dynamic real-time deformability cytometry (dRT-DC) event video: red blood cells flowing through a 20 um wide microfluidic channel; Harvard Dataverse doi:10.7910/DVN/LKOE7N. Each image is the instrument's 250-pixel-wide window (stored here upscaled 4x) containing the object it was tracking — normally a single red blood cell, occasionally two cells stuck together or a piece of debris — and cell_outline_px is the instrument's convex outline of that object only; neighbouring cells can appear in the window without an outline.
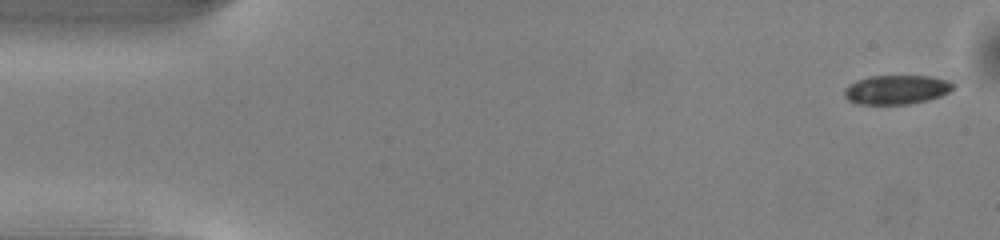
{"species": "common noctule bat (a hibernating species)", "species_latin": "Nyctalus noctula", "temperature_condition": "warm", "stored_images_in_passage": 50, "camera_frame_rate_fps": 3000, "um_per_image_px": 0.085, "animal": {"sex": "male", "body_mass_g": 13.0, "forearm_length_mm": 53.1}, "frame": {"image": 1, "passage_image": 1, "time_ms": 0.0, "image_size_px": [1000, 240], "cell_outline_px": [[956, 84], [948, 92], [940, 96], [928, 100], [908, 104], [856, 104], [848, 100], [844, 96], [844, 88], [848, 84], [856, 80], [868, 76], [932, 76], [948, 80]], "centroid_in_image_um": [76.17, 7.61], "position_along_channel_um": 8.8, "area_um2": 18.67}}
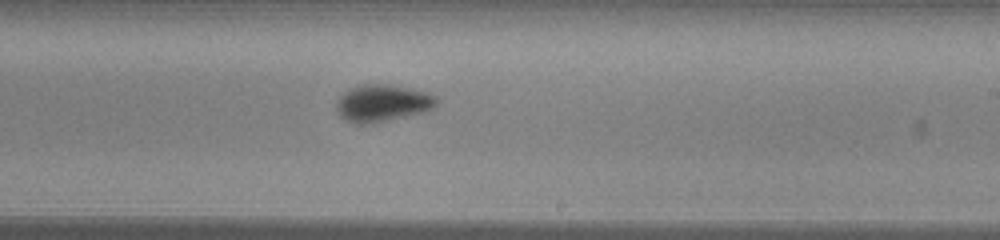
{"frame": {"image": 2, "passage_image": 29, "time_ms": 9.333, "image_size_px": [1000, 240], "cell_outline_px": [[440, 100], [432, 108], [424, 112], [368, 124], [356, 124], [340, 116], [336, 112], [336, 104], [340, 96], [348, 88], [364, 84], [384, 84], [408, 88], [428, 92], [436, 96]], "centroid_in_image_um": [32.5, 8.76], "position_along_channel_um": 256.5, "area_um2": 21.56}}
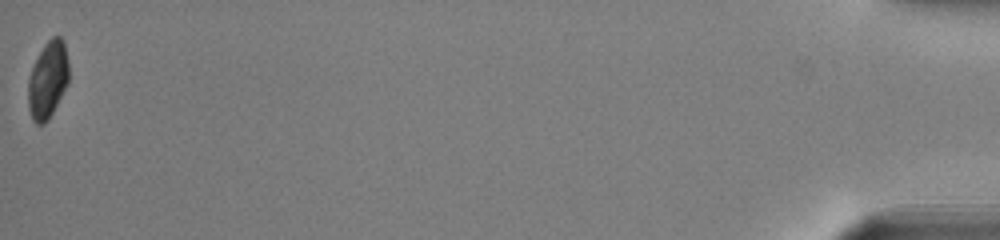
{"frame": {"image": 3, "passage_image": 50, "time_ms": 16.333, "image_size_px": [1000, 240], "cell_outline_px": [[68, 84], [48, 120], [44, 124], [36, 124], [32, 120], [28, 108], [28, 76], [44, 44], [52, 36], [60, 36], [64, 40], [68, 60]], "centroid_in_image_um": [4.06, 6.79], "position_along_channel_um": 431.1, "area_um2": 18.38}, "authors_computed_cell_mechanics": {"area_um2": 19.9699, "velocity_mm_per_s": 4.0268, "shape_relaxation_time_tau1_ms": 2.7712, "shape_relaxation_time_tau2_ms": null, "deformation_change_tau1": 0.0796, "deformation_change_tau2": null}}